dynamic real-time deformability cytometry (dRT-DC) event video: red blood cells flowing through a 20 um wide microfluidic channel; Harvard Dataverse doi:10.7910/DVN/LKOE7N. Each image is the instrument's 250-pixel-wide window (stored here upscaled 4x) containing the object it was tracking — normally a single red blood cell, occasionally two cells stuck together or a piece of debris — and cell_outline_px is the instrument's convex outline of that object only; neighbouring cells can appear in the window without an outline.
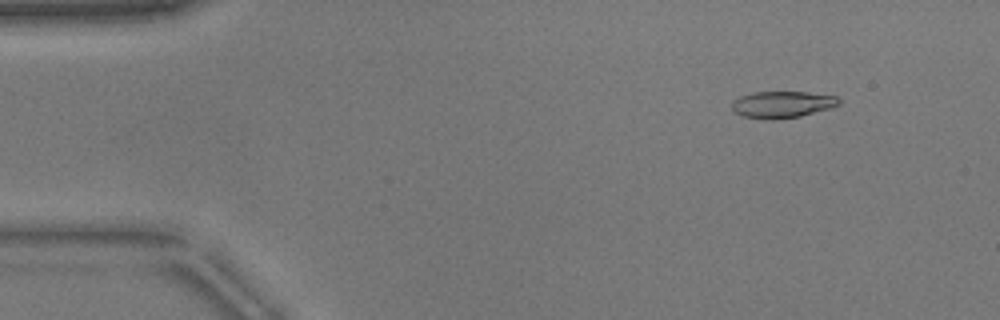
{"species": "common noctule bat (a hibernating species)", "species_latin": "Nyctalus noctula", "temperature_condition": "warm", "stored_images_in_passage": 51, "camera_frame_rate_fps": 3000, "um_per_image_px": 0.085, "animal": {"sex": "male", "body_mass_g": 17.9}, "frame": {"image": 1, "passage_image": 5, "time_ms": 1.333, "image_size_px": [1000, 320], "cell_outline_px": [[840, 104], [832, 108], [800, 116], [776, 120], [764, 120], [744, 116], [732, 112], [732, 100], [740, 96], [752, 92], [808, 92], [836, 96], [840, 100]], "centroid_in_image_um": [66.47, 8.89], "position_along_channel_um": 18.5, "area_um2": 16.94}}
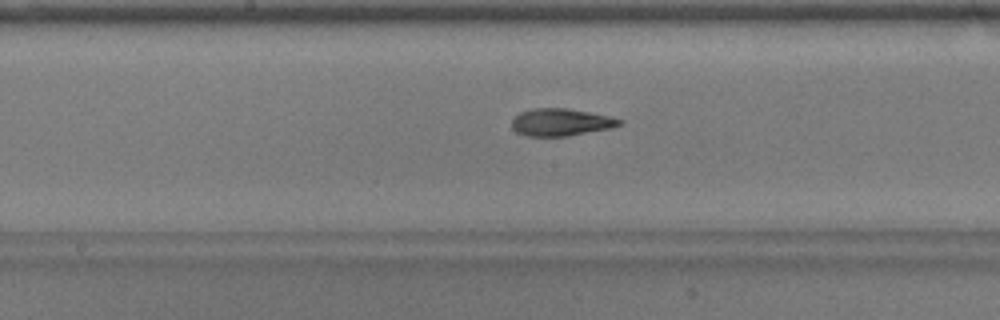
{"frame": {"image": 2, "passage_image": 26, "time_ms": 8.333, "image_size_px": [1000, 320], "cell_outline_px": [[624, 124], [612, 128], [568, 136], [528, 136], [516, 132], [512, 128], [512, 120], [520, 112], [532, 108], [564, 108], [588, 112], [608, 116], [624, 120]], "centroid_in_image_um": [47.69, 10.39], "position_along_channel_um": 200.5, "area_um2": 17.17}}
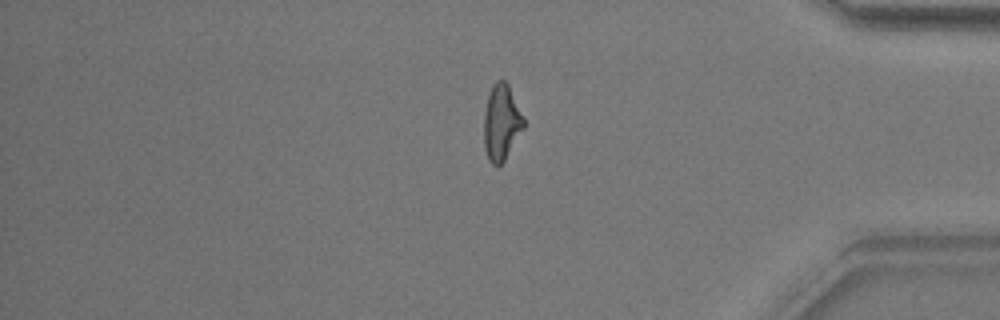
{"frame": {"image": 3, "passage_image": 43, "time_ms": 14.0, "image_size_px": [1000, 320], "cell_outline_px": [[524, 128], [504, 160], [500, 164], [492, 164], [488, 160], [484, 148], [484, 116], [488, 96], [492, 84], [496, 80], [504, 80], [508, 84], [524, 116]], "centroid_in_image_um": [42.62, 10.39], "position_along_channel_um": 392.6, "area_um2": 17.51}, "authors_computed_cell_mechanics": {"area_um2": 17.3978, "velocity_mm_per_s": 3.8551, "shape_relaxation_time_tau1_ms": 6.8489, "shape_relaxation_time_tau2_ms": 2.0882, "deformation_change_tau1": 0.2252, "deformation_change_tau2": 0.097}}